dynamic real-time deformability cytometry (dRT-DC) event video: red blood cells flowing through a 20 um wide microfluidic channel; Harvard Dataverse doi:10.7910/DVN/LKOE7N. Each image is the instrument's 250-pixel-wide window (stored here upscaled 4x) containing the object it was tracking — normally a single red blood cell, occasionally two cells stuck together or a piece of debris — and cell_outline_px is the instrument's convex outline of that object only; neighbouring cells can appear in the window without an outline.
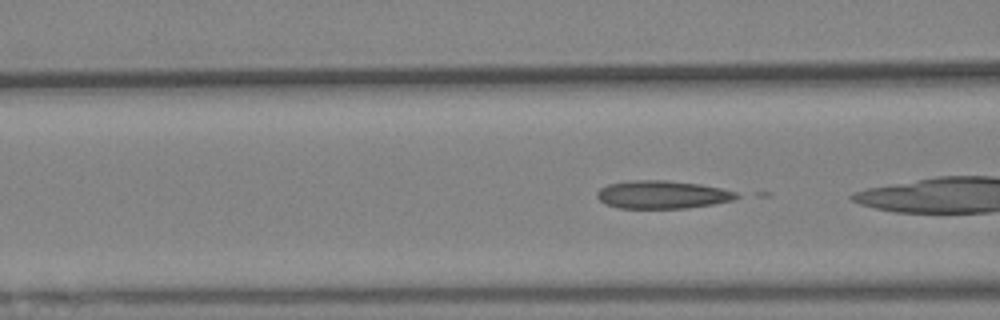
{"species": "Egyptian fruit bat (a non-hibernating species)", "species_latin": "Rousettus aegyptiacus", "temperature_condition": "warm", "stored_images_in_passage": 7, "camera_frame_rate_fps": 3000, "um_per_image_px": 0.085, "animal": {"sex": "female"}, "frame": {"image": 1, "passage_image": 4, "time_ms": 1.0, "image_size_px": [1000, 320], "cell_outline_px": [[744, 196], [736, 200], [688, 208], [616, 208], [604, 204], [596, 196], [596, 192], [600, 188], [608, 184], [628, 180], [664, 180], [700, 184], [720, 188], [736, 192]], "centroid_in_image_um": [56.3, 16.54], "position_along_channel_um": 110.3, "area_um2": 23.06}}